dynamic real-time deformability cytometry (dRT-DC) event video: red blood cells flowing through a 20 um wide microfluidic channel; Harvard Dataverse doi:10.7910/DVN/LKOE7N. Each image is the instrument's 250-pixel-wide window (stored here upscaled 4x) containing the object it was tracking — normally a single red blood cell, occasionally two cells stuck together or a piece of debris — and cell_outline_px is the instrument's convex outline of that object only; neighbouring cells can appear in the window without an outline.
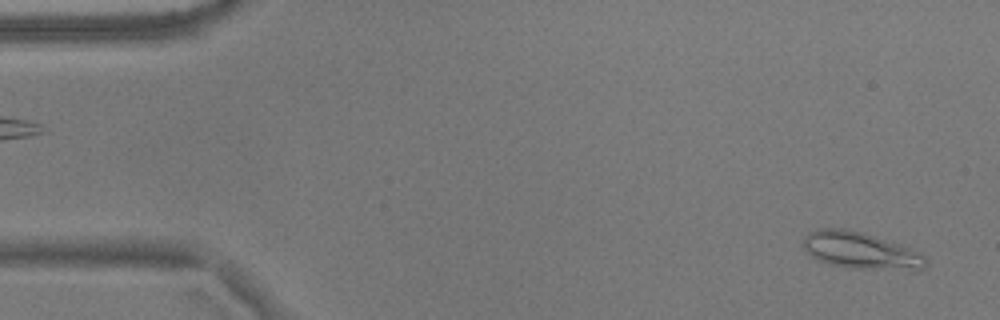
{"species": "common noctule bat (a hibernating species)", "species_latin": "Nyctalus noctula", "temperature_condition": "warm", "stored_images_in_passage": 54, "camera_frame_rate_fps": 3000, "um_per_image_px": 0.085, "animal": {"sex": "male", "body_mass_g": 17.9}, "frame": {"image": 1, "passage_image": 2, "time_ms": 0.333, "image_size_px": [1000, 320], "cell_outline_px": [[928, 264], [920, 272], [852, 268], [832, 264], [820, 260], [812, 256], [800, 244], [804, 236], [808, 232], [820, 228], [844, 228], [864, 232], [912, 248], [920, 252], [924, 256]], "centroid_in_image_um": [73.23, 21.31], "position_along_channel_um": 11.8, "area_um2": 26.93}}
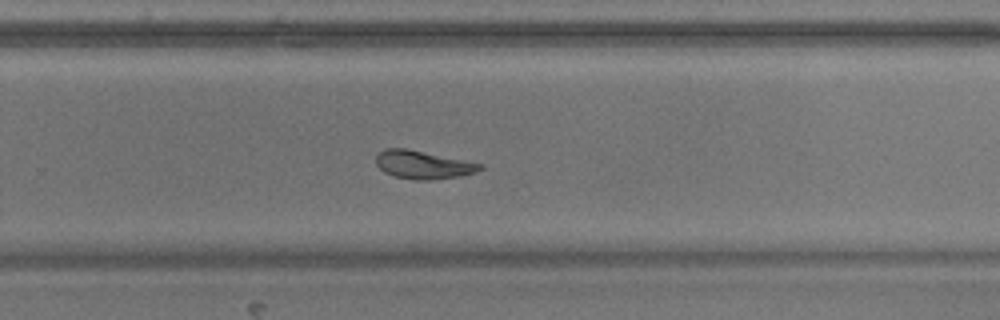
{"frame": {"image": 2, "passage_image": 35, "time_ms": 11.333, "image_size_px": [1000, 320], "cell_outline_px": [[484, 168], [476, 172], [460, 176], [432, 180], [416, 180], [392, 176], [384, 172], [376, 164], [376, 156], [384, 148], [408, 148], [484, 164]], "centroid_in_image_um": [35.97, 14.0], "position_along_channel_um": 293.8, "area_um2": 17.28}}
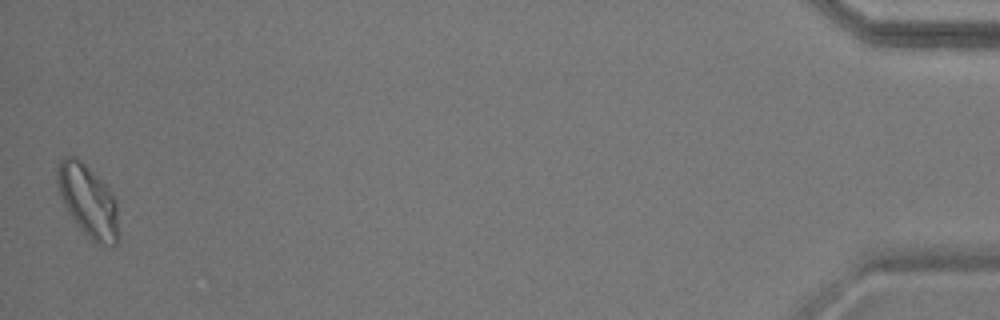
{"frame": {"image": 3, "passage_image": 54, "time_ms": 17.667, "image_size_px": [1000, 320], "cell_outline_px": [[120, 240], [116, 244], [104, 244], [92, 240], [76, 224], [64, 204], [60, 196], [56, 180], [56, 168], [60, 160], [68, 156], [76, 156], [108, 188], [116, 200]], "centroid_in_image_um": [7.49, 17.08], "position_along_channel_um": 427.7, "area_um2": 25.49}, "authors_computed_cell_mechanics": {"area_um2": 19.3919, "velocity_mm_per_s": 3.6, "shape_relaxation_time_tau1_ms": 8.8803, "shape_relaxation_time_tau2_ms": 2.7465, "deformation_change_tau1": 0.193, "deformation_change_tau2": 0.0815}}